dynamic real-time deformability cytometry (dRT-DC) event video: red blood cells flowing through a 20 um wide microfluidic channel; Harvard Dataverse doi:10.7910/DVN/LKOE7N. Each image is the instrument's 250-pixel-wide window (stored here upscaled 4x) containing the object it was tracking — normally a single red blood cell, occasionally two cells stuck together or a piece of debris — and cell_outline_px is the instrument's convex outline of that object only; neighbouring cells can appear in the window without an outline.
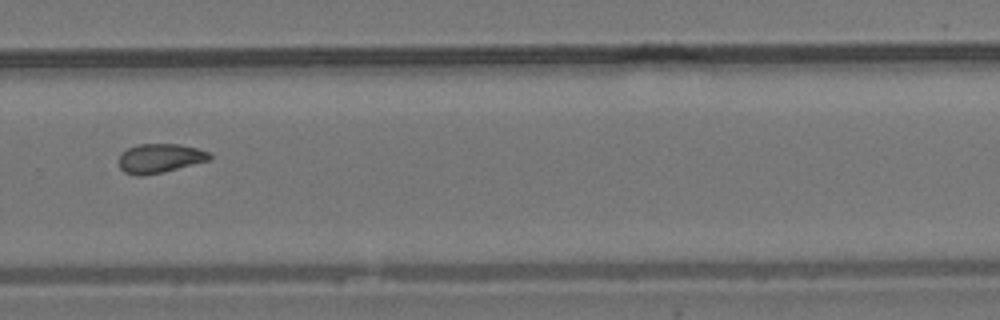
{"species": "common noctule bat (a hibernating species)", "species_latin": "Nyctalus noctula", "temperature_condition": "room temperature", "stored_images_in_passage": 14, "camera_frame_rate_fps": 3000, "um_per_image_px": 0.085, "animal": {"sex": "male", "body_mass_g": 19.2, "forearm_length_mm": 51.8}, "frame": {"image": 1, "passage_image": 10, "time_ms": 11.667, "image_size_px": [1000, 320], "cell_outline_px": [[212, 156], [208, 160], [164, 172], [144, 176], [136, 176], [124, 172], [120, 168], [120, 156], [128, 148], [140, 144], [180, 144], [196, 148], [208, 152]], "centroid_in_image_um": [13.58, 13.46], "position_along_channel_um": 316.2, "area_um2": 15.26}}
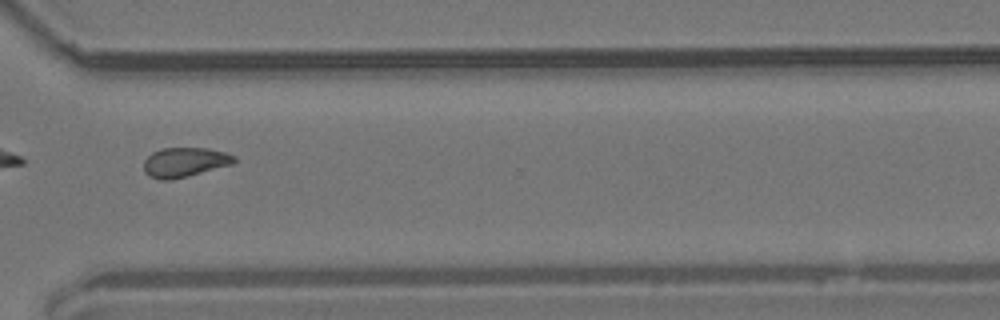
{"frame": {"image": 2, "passage_image": 11, "time_ms": 12.667, "image_size_px": [1000, 320], "cell_outline_px": [[236, 160], [232, 164], [188, 176], [168, 180], [160, 180], [148, 176], [144, 172], [144, 160], [152, 152], [160, 148], [208, 148], [224, 152], [236, 156]], "centroid_in_image_um": [15.67, 13.78], "position_along_channel_um": 354.9, "area_um2": 15.61}, "authors_computed_cell_mechanics": {"area_um2": 16.0106, "velocity_mm_per_s": 3.8308, "shape_relaxation_time_tau1_ms": null, "shape_relaxation_time_tau2_ms": 1.6049, "deformation_change_tau1": null, "deformation_change_tau2": 0.0487}}